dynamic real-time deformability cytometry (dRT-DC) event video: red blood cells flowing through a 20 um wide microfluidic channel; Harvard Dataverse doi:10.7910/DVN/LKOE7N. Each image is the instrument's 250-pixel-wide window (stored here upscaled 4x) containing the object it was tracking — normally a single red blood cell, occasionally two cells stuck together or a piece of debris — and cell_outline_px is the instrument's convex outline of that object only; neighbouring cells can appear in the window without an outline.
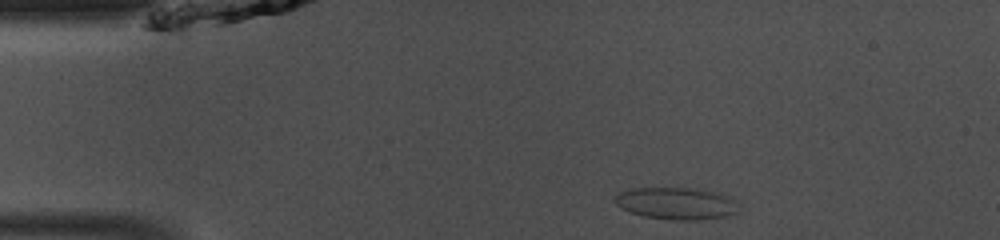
{"species": "common noctule bat (a hibernating species)", "species_latin": "Nyctalus noctula", "temperature_condition": "room temperature", "stored_images_in_passage": 40, "camera_frame_rate_fps": 3000, "um_per_image_px": 0.085, "animal": {"sex": "male", "body_mass_g": 13.0, "forearm_length_mm": 53.1}, "frame": {"image": 1, "passage_image": 1, "time_ms": 0.0, "image_size_px": [1000, 240], "cell_outline_px": [[740, 212], [724, 216], [700, 220], [672, 220], [644, 216], [620, 208], [612, 200], [620, 192], [632, 188], [696, 188], [728, 196], [740, 200]], "centroid_in_image_um": [57.55, 17.29], "position_along_channel_um": 27.5, "area_um2": 23.41}}
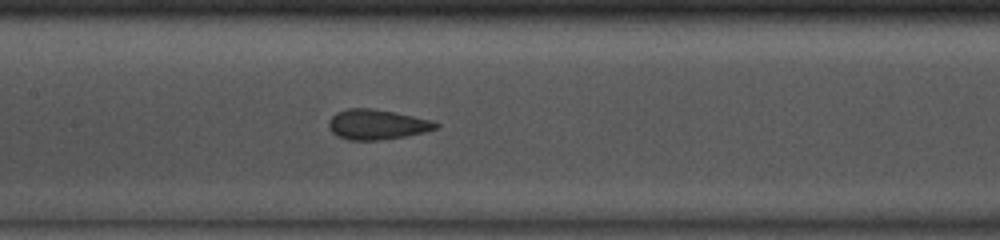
{"frame": {"image": 2, "passage_image": 15, "time_ms": 4.667, "image_size_px": [1000, 240], "cell_outline_px": [[440, 128], [424, 132], [404, 136], [380, 140], [348, 140], [332, 132], [328, 124], [328, 120], [336, 112], [348, 108], [372, 108], [396, 112], [432, 120], [440, 124]], "centroid_in_image_um": [32.07, 10.57], "position_along_channel_um": 175.3, "area_um2": 18.84}}
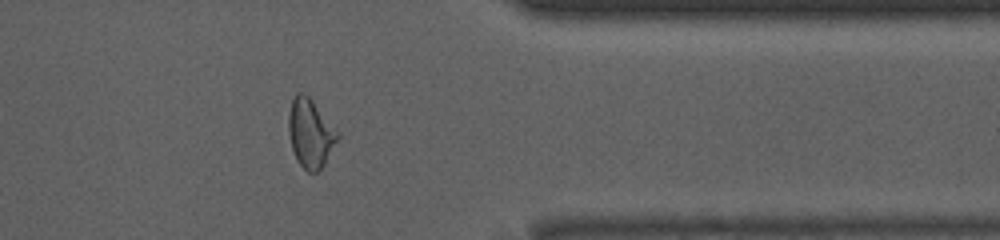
{"frame": {"image": 3, "passage_image": 31, "time_ms": 10.0, "image_size_px": [1000, 240], "cell_outline_px": [[340, 136], [324, 164], [316, 172], [308, 172], [296, 160], [292, 148], [288, 132], [288, 116], [292, 100], [296, 92], [304, 92], [312, 100], [340, 132]], "centroid_in_image_um": [26.39, 11.3], "position_along_channel_um": 385.0, "area_um2": 19.65}, "authors_computed_cell_mechanics": {"area_um2": 19.1607, "velocity_mm_per_s": 4.1573, "shape_relaxation_time_tau1_ms": 3.6675, "shape_relaxation_time_tau2_ms": 0.9729, "deformation_change_tau1": 0.0968, "deformation_change_tau2": 0.0909}}